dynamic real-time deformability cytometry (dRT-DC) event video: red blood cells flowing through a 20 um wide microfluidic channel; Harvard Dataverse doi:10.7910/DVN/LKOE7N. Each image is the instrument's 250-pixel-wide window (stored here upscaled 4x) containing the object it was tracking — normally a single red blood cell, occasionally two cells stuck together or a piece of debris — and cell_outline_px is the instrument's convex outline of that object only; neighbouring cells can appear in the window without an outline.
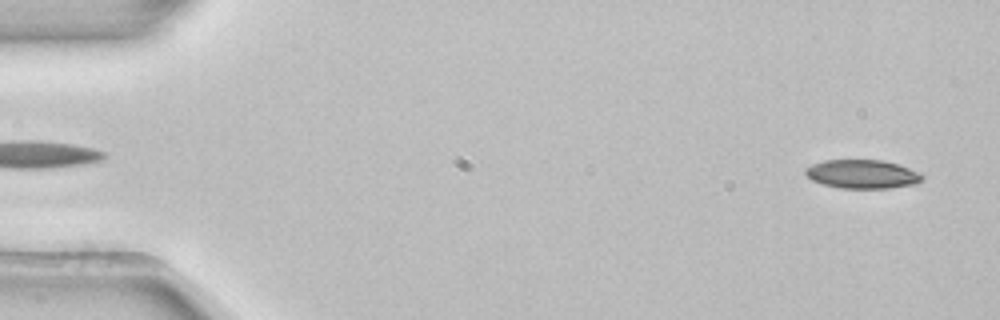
{"species": "common noctule bat (a hibernating species)", "species_latin": "Nyctalus noctula", "temperature_condition": "room temperature", "stored_images_in_passage": 52, "camera_frame_rate_fps": 3000, "um_per_image_px": 0.085, "animal": {"sex": "female", "body_mass_g": 22.7, "forearm_length_mm": 54.2}, "frame": {"image": 1, "passage_image": 2, "time_ms": 0.333, "image_size_px": [1000, 320], "cell_outline_px": [[924, 176], [916, 184], [888, 188], [840, 188], [824, 184], [812, 180], [804, 172], [804, 168], [812, 164], [824, 160], [884, 160], [920, 172]], "centroid_in_image_um": [73.28, 14.79], "position_along_channel_um": 11.7, "area_um2": 19.48}}
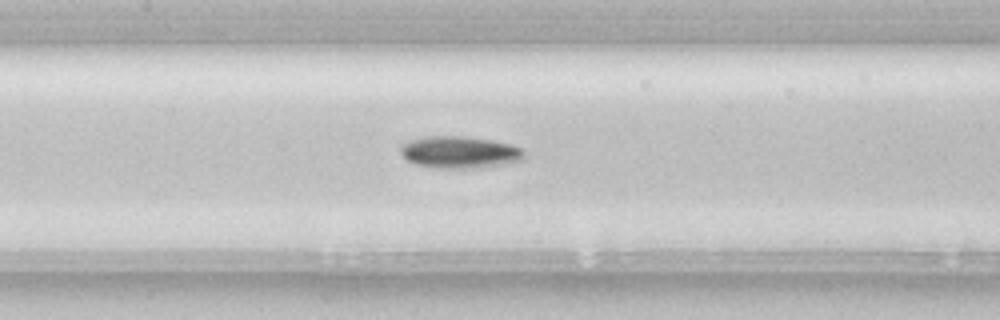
{"frame": {"image": 2, "passage_image": 24, "time_ms": 7.667, "image_size_px": [1000, 320], "cell_outline_px": [[524, 156], [520, 160], [504, 164], [480, 168], [440, 168], [416, 164], [408, 160], [400, 152], [400, 148], [404, 144], [412, 140], [428, 136], [464, 136], [492, 140], [512, 144], [520, 148], [524, 152]], "centroid_in_image_um": [39.1, 12.94], "position_along_channel_um": 168.3, "area_um2": 22.83}}
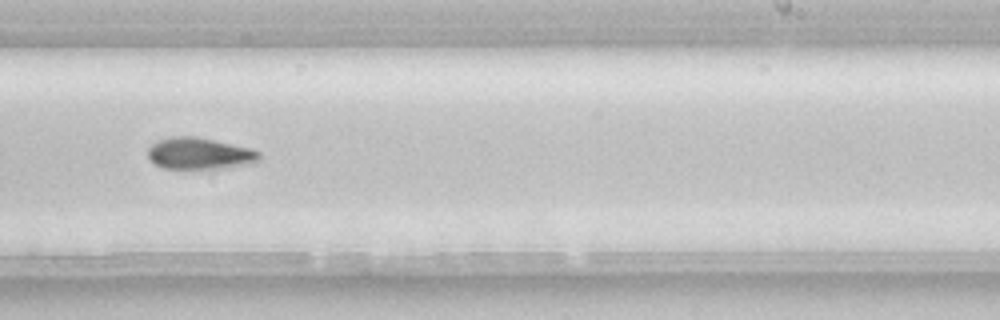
{"frame": {"image": 3, "passage_image": 32, "time_ms": 10.333, "image_size_px": [1000, 320], "cell_outline_px": [[260, 160], [256, 164], [220, 168], [164, 168], [156, 164], [148, 156], [148, 148], [156, 140], [168, 136], [192, 136], [252, 148], [260, 152]], "centroid_in_image_um": [16.99, 13.04], "position_along_channel_um": 272.0, "area_um2": 20.58}, "authors_computed_cell_mechanics": {"area_um2": 20.5479, "velocity_mm_per_s": 3.9088, "shape_relaxation_time_tau1_ms": 4.0615, "shape_relaxation_time_tau2_ms": null, "deformation_change_tau1": 0.1135, "deformation_change_tau2": null}}